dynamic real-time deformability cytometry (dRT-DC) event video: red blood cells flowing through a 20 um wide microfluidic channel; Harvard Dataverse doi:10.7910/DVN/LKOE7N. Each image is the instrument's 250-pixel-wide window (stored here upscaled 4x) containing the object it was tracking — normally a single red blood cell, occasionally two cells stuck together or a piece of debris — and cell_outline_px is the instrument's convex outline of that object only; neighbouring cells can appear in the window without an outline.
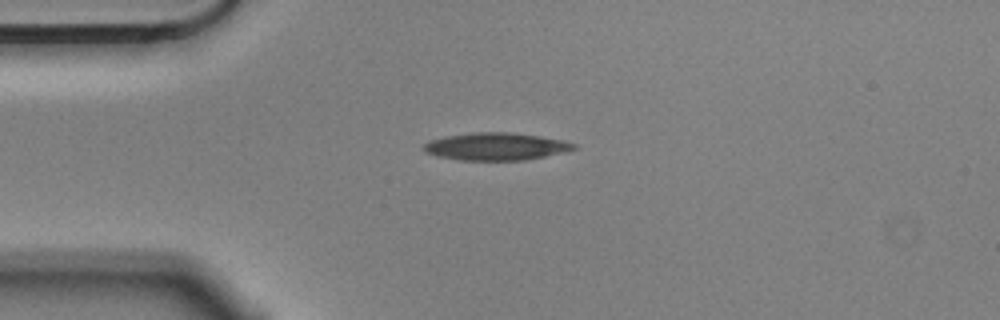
{"species": "Egyptian fruit bat (a non-hibernating species)", "species_latin": "Rousettus aegyptiacus", "temperature_condition": "cold", "stored_images_in_passage": 43, "camera_frame_rate_fps": 3000, "um_per_image_px": 0.085, "animal": {"sex": "male"}, "frame": {"image": 1, "passage_image": 1, "time_ms": 0.0, "image_size_px": [1000, 320], "cell_outline_px": [[580, 148], [568, 152], [524, 160], [460, 160], [436, 156], [424, 152], [420, 148], [428, 140], [444, 136], [472, 132], [512, 132], [564, 140], [576, 144]], "centroid_in_image_um": [42.16, 12.45], "position_along_channel_um": 42.8, "area_um2": 24.51}}
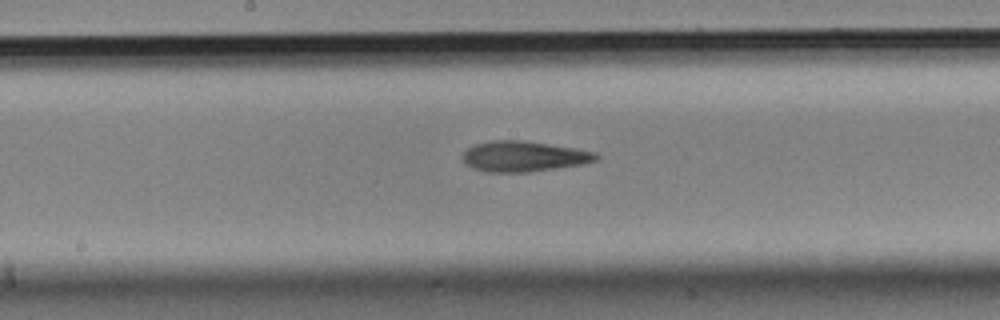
{"frame": {"image": 2, "passage_image": 16, "time_ms": 5.0, "image_size_px": [1000, 320], "cell_outline_px": [[600, 156], [596, 160], [584, 164], [528, 172], [484, 172], [472, 168], [464, 164], [464, 152], [468, 148], [476, 144], [492, 140], [520, 140], [576, 148], [596, 152]], "centroid_in_image_um": [44.52, 13.3], "position_along_channel_um": 203.7, "area_um2": 23.7}}
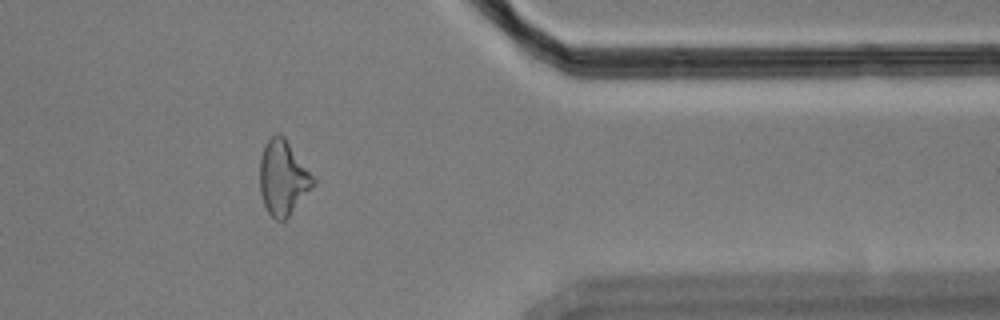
{"frame": {"image": 3, "passage_image": 33, "time_ms": 10.667, "image_size_px": [1000, 320], "cell_outline_px": [[316, 184], [288, 216], [284, 220], [276, 220], [268, 212], [264, 204], [260, 192], [260, 156], [264, 144], [276, 132], [284, 136], [316, 180]], "centroid_in_image_um": [24.05, 15.09], "position_along_channel_um": 387.4, "area_um2": 23.12}, "authors_computed_cell_mechanics": {"area_um2": 23.5246, "velocity_mm_per_s": 3.5666, "shape_relaxation_time_tau1_ms": 4.846, "shape_relaxation_time_tau2_ms": 6.5914, "deformation_change_tau1": 0.1723, "deformation_change_tau2": 0.1881}}